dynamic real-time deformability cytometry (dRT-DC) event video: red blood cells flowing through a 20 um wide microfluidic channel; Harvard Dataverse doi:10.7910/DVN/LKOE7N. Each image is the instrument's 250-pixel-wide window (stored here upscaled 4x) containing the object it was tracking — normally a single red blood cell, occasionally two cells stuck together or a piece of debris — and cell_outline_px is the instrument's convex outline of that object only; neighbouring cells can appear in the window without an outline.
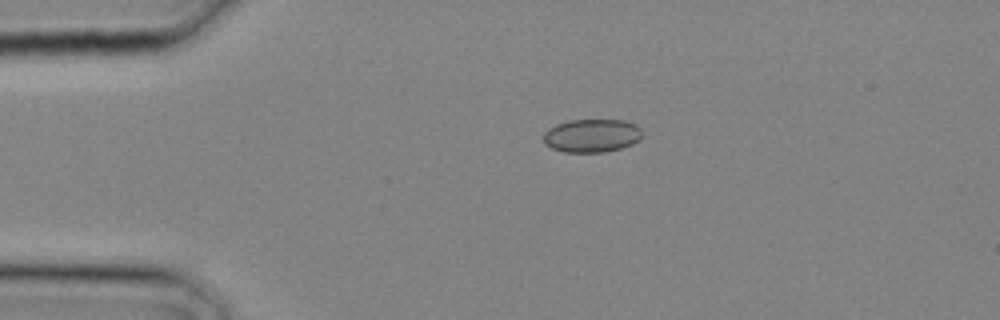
{"species": "common noctule bat (a hibernating species)", "species_latin": "Nyctalus noctula", "temperature_condition": "cold", "stored_images_in_passage": 2, "camera_frame_rate_fps": 3000, "um_per_image_px": 0.085, "animal": {"sex": "male", "body_mass_g": 20.4}, "frame": {"image": 1, "passage_image": 1, "time_ms": 0.0, "image_size_px": [1000, 320], "cell_outline_px": [[640, 140], [632, 144], [620, 148], [604, 152], [564, 152], [552, 148], [544, 144], [544, 132], [548, 128], [556, 124], [568, 120], [624, 120], [636, 124], [640, 128]], "centroid_in_image_um": [50.28, 11.52], "position_along_channel_um": 34.7, "area_um2": 19.19}}
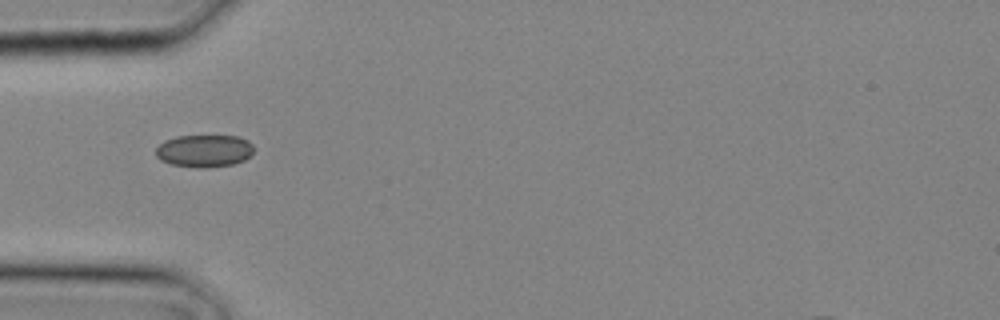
{"frame": {"image": 2, "passage_image": 2, "time_ms": 0.333, "image_size_px": [1000, 320], "cell_outline_px": [[252, 152], [244, 160], [232, 164], [208, 168], [196, 168], [172, 164], [160, 160], [156, 156], [156, 148], [164, 140], [176, 136], [240, 136], [248, 140], [252, 144]], "centroid_in_image_um": [17.34, 12.82], "position_along_channel_um": 67.7, "area_um2": 18.55}}